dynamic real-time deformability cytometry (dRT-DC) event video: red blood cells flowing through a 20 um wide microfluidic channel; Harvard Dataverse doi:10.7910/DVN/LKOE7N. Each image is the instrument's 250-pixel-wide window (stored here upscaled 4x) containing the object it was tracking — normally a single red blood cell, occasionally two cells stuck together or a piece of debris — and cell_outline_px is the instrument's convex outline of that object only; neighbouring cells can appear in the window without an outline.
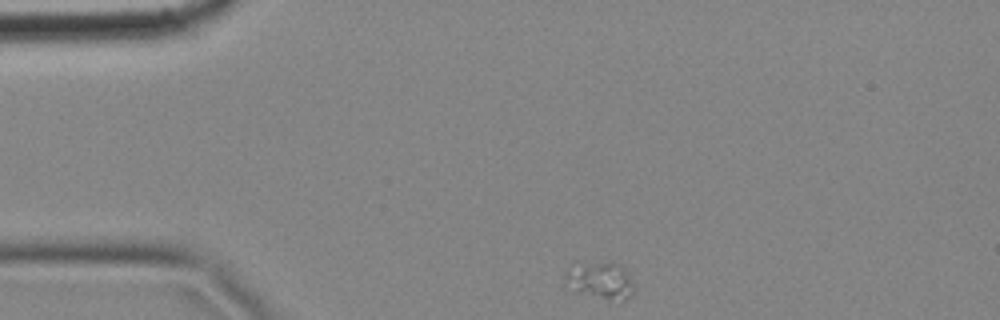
{"species": "common noctule bat (a hibernating species)", "species_latin": "Nyctalus noctula", "temperature_condition": "cold", "stored_images_in_passage": 4, "camera_frame_rate_fps": 3000, "um_per_image_px": 0.085, "animal": {"sex": "female", "body_mass_g": 18.4}, "frame": {"image": 1, "passage_image": 1, "time_ms": 0.0, "image_size_px": [1000, 320], "cell_outline_px": [[632, 292], [624, 300], [576, 292], [564, 284], [564, 276], [568, 264], [576, 260], [612, 260], [620, 264], [628, 276], [632, 284]], "centroid_in_image_um": [50.87, 23.69], "position_along_channel_um": 34.1, "area_um2": 15.32}}